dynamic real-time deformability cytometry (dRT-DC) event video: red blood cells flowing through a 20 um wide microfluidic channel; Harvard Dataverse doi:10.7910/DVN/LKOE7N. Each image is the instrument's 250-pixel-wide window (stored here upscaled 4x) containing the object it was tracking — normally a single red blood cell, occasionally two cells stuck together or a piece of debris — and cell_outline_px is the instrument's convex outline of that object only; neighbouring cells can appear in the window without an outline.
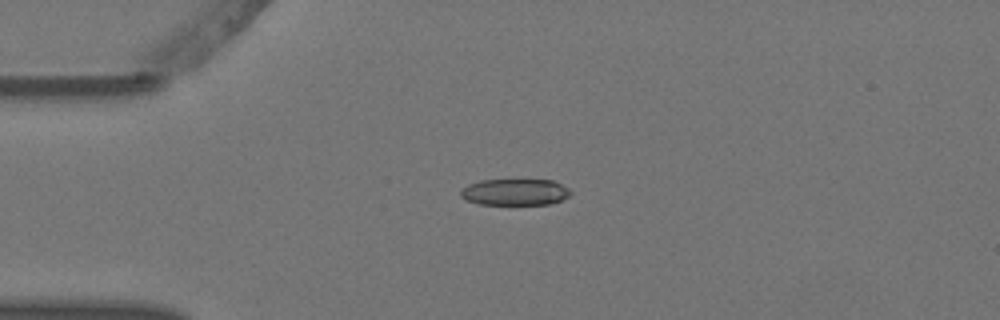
{"species": "Egyptian fruit bat (a non-hibernating species)", "species_latin": "Rousettus aegyptiacus", "temperature_condition": "warm", "stored_images_in_passage": 7, "camera_frame_rate_fps": 3000, "um_per_image_px": 0.085, "animal": {"sex": "female"}, "frame": {"image": 1, "passage_image": 1, "time_ms": 0.0, "image_size_px": [1000, 320], "cell_outline_px": [[572, 192], [568, 196], [560, 200], [548, 204], [480, 204], [464, 200], [460, 196], [460, 188], [468, 184], [480, 180], [552, 180], [568, 188]], "centroid_in_image_um": [43.71, 16.32], "position_along_channel_um": 41.3, "area_um2": 16.94}}
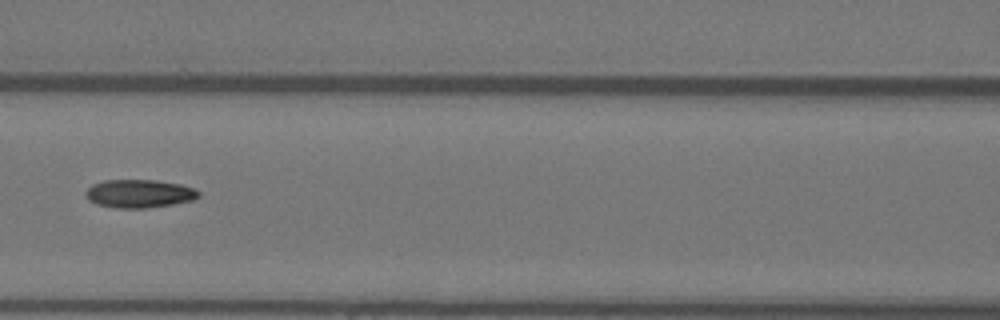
{"frame": {"image": 2, "passage_image": 4, "time_ms": 1.0, "image_size_px": [1000, 320], "cell_outline_px": [[200, 196], [192, 200], [172, 204], [144, 208], [116, 208], [96, 204], [88, 200], [84, 196], [84, 192], [92, 184], [104, 180], [156, 180], [180, 184], [196, 188], [200, 192]], "centroid_in_image_um": [11.82, 16.45], "position_along_channel_um": 154.8, "area_um2": 18.73}}
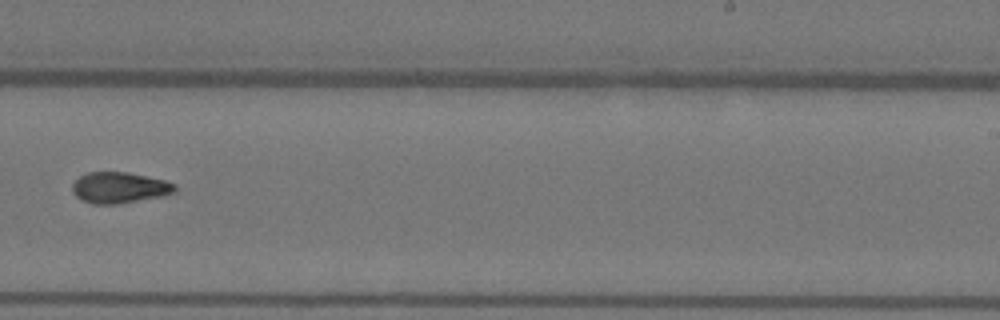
{"frame": {"image": 3, "passage_image": 7, "time_ms": 2.0, "image_size_px": [1000, 320], "cell_outline_px": [[176, 192], [160, 196], [116, 204], [92, 204], [80, 200], [72, 192], [72, 184], [80, 176], [88, 172], [128, 172], [164, 180], [176, 184]], "centroid_in_image_um": [10.12, 15.95], "position_along_channel_um": 278.9, "area_um2": 18.5}}